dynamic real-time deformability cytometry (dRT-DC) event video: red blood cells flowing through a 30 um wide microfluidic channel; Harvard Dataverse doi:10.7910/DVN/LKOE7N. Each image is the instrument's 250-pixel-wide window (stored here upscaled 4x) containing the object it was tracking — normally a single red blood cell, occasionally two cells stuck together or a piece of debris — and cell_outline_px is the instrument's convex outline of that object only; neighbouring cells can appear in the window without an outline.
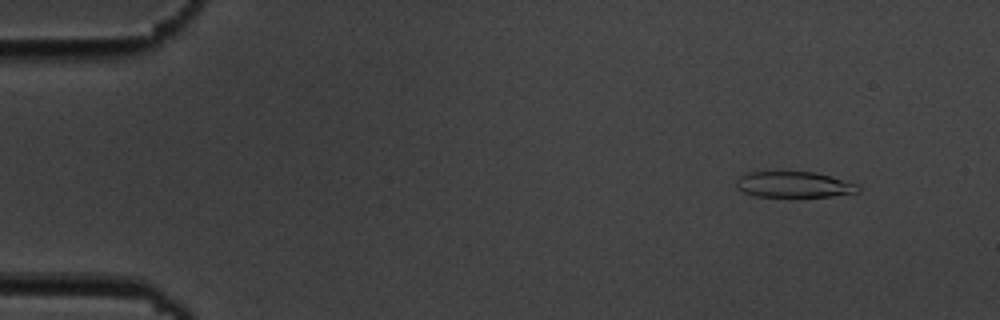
{"species": "common noctule bat (a hibernating species)", "species_latin": "Nyctalus noctula", "temperature_condition": "cold", "stored_images_in_passage": 5, "camera_frame_rate_fps": 3000, "um_per_image_px": 0.085, "animal": {"sex": "male", "body_mass_g": 19.5, "forearm_length_mm": 54.6}, "frame": {"image": 1, "passage_image": 1, "time_ms": 0.0, "image_size_px": [1000, 320], "cell_outline_px": [[860, 192], [828, 196], [756, 196], [744, 192], [736, 188], [736, 180], [740, 176], [748, 172], [816, 172], [832, 176], [860, 184]], "centroid_in_image_um": [67.52, 15.68], "position_along_channel_um": 17.5, "area_um2": 18.38}}